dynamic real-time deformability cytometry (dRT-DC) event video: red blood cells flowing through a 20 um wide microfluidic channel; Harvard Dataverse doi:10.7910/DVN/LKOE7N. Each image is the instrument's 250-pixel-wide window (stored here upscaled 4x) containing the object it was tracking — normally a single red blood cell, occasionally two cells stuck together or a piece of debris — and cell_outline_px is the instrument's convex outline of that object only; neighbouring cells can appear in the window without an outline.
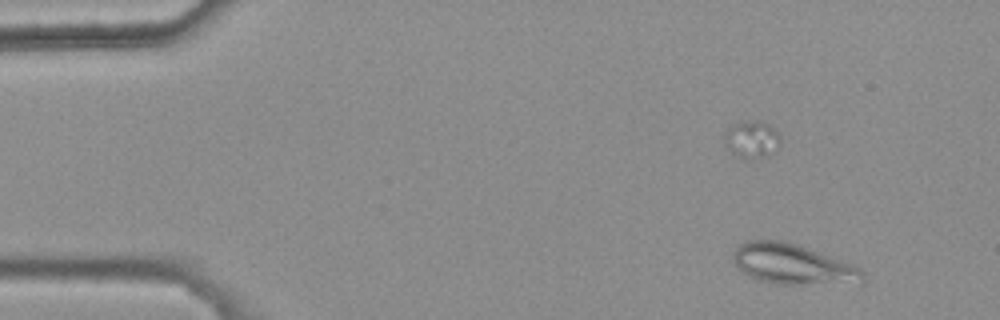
{"species": "common noctule bat (a hibernating species)", "species_latin": "Nyctalus noctula", "temperature_condition": "warm", "stored_images_in_passage": 5, "camera_frame_rate_fps": 3000, "um_per_image_px": 0.085, "animal": {"sex": "female", "body_mass_g": 25.1}, "frame": {"image": 1, "passage_image": 3, "time_ms": 0.667, "image_size_px": [1000, 320], "cell_outline_px": [[864, 284], [776, 284], [760, 280], [744, 272], [736, 264], [732, 256], [732, 252], [740, 244], [748, 240], [780, 240], [800, 244], [852, 264], [860, 268], [864, 272]], "centroid_in_image_um": [67.45, 22.46], "position_along_channel_um": 17.5, "area_um2": 30.69}}